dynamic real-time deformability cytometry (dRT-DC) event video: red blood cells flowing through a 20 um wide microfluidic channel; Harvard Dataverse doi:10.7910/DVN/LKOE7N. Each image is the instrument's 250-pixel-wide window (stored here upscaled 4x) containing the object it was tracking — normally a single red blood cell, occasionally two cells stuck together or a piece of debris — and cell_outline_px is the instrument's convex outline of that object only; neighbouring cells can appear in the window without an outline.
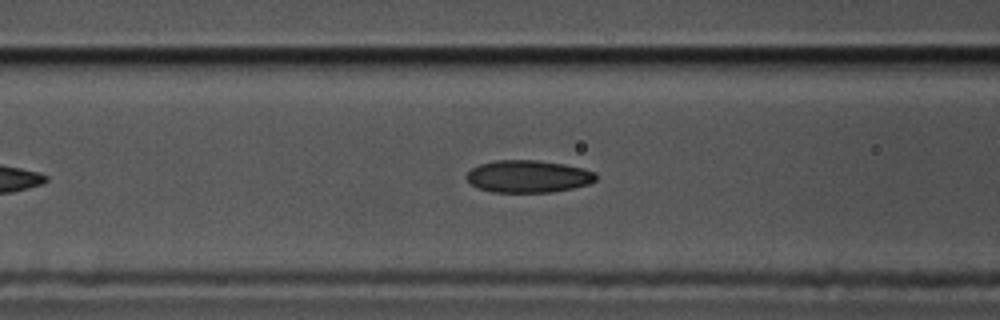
{"species": "common noctule bat (a hibernating species)", "species_latin": "Nyctalus noctula", "temperature_condition": "cold", "stored_images_in_passage": 38, "camera_frame_rate_fps": 3000, "um_per_image_px": 0.085, "animal": {"sex": "male", "body_mass_g": 17.5, "forearm_length_mm": 52.3}, "frame": {"image": 1, "passage_image": 14, "time_ms": 4.333, "image_size_px": [1000, 320], "cell_outline_px": [[596, 180], [588, 184], [572, 188], [552, 192], [492, 192], [476, 188], [464, 176], [472, 168], [480, 164], [496, 160], [536, 160], [564, 164], [596, 172]], "centroid_in_image_um": [44.87, 15.0], "position_along_channel_um": 121.7, "area_um2": 24.33}}
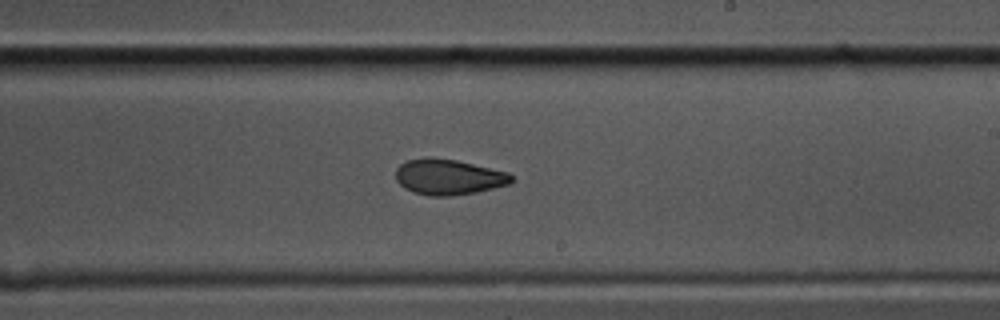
{"frame": {"image": 2, "passage_image": 25, "time_ms": 8.0, "image_size_px": [1000, 320], "cell_outline_px": [[516, 180], [508, 184], [476, 192], [452, 196], [428, 196], [412, 192], [404, 188], [396, 180], [396, 168], [400, 164], [408, 160], [424, 156], [432, 156], [456, 160], [508, 172]], "centroid_in_image_um": [38.09, 15.03], "position_along_channel_um": 250.9, "area_um2": 24.28}}
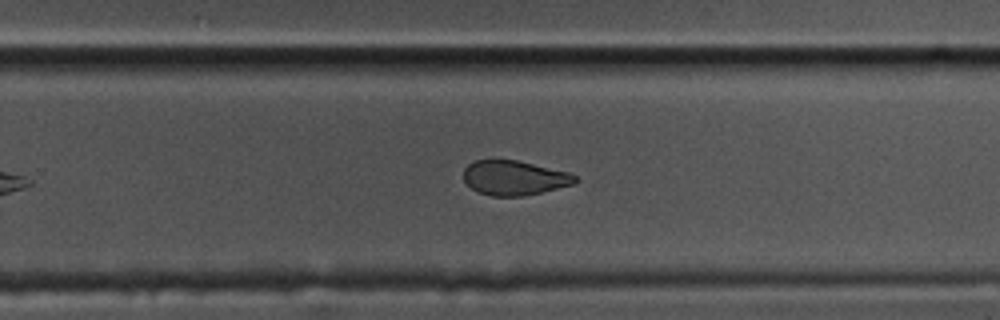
{"frame": {"image": 3, "passage_image": 28, "time_ms": 9.0, "image_size_px": [1000, 320], "cell_outline_px": [[580, 180], [572, 184], [524, 196], [492, 196], [480, 192], [472, 188], [464, 180], [464, 168], [468, 164], [476, 160], [516, 160], [568, 172], [576, 176]], "centroid_in_image_um": [43.71, 15.11], "position_along_channel_um": 286.1, "area_um2": 22.2}}